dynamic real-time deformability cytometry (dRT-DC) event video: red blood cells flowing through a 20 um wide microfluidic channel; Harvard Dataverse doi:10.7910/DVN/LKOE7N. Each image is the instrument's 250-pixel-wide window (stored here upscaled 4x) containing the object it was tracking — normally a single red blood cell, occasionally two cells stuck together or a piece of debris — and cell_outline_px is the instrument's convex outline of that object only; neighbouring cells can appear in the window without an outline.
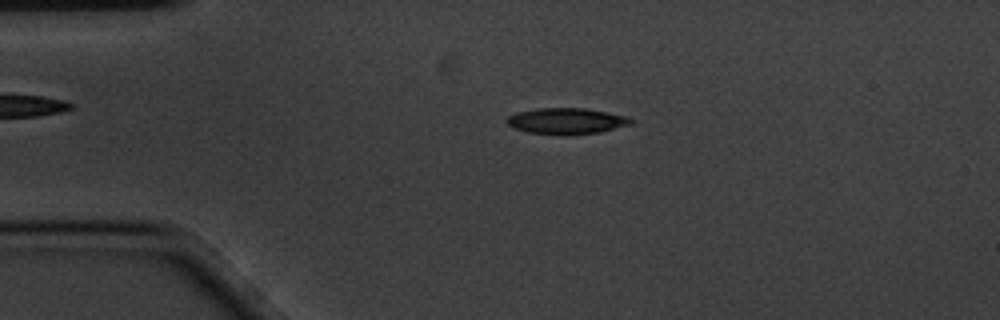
{"species": "common noctule bat (a hibernating species)", "species_latin": "Nyctalus noctula", "temperature_condition": "cold", "stored_images_in_passage": 4, "camera_frame_rate_fps": 3000, "um_per_image_px": 0.085, "animal": {"sex": "male", "body_mass_g": 20.1, "forearm_length_mm": 53.5}, "frame": {"image": 1, "passage_image": 3, "time_ms": 0.667, "image_size_px": [1000, 320], "cell_outline_px": [[632, 124], [600, 132], [572, 136], [564, 136], [528, 132], [516, 128], [508, 124], [504, 120], [508, 116], [516, 112], [540, 108], [584, 108], [608, 112], [624, 116], [632, 120]], "centroid_in_image_um": [48.13, 10.3], "position_along_channel_um": 36.9, "area_um2": 19.02}}